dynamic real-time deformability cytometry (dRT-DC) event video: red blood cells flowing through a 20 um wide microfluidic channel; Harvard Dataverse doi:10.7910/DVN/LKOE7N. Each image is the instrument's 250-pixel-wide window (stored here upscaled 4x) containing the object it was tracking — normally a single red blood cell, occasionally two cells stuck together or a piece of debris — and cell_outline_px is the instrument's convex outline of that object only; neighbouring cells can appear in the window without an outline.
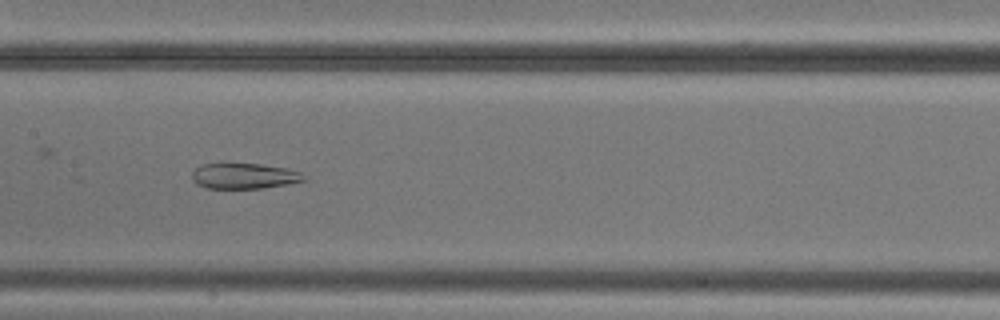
{"species": "common noctule bat (a hibernating species)", "species_latin": "Nyctalus noctula", "temperature_condition": "cold", "stored_images_in_passage": 8, "camera_frame_rate_fps": 3000, "um_per_image_px": 0.085, "animal": {"sex": "male", "body_mass_g": 20.5, "forearm_length_mm": 52.5}, "frame": {"image": 1, "passage_image": 7, "time_ms": 7.0, "image_size_px": [1000, 320], "cell_outline_px": [[308, 180], [288, 184], [264, 188], [208, 188], [196, 184], [192, 180], [192, 172], [200, 164], [260, 164], [288, 168], [300, 172]], "centroid_in_image_um": [20.77, 14.96], "position_along_channel_um": 186.6, "area_um2": 16.7}}
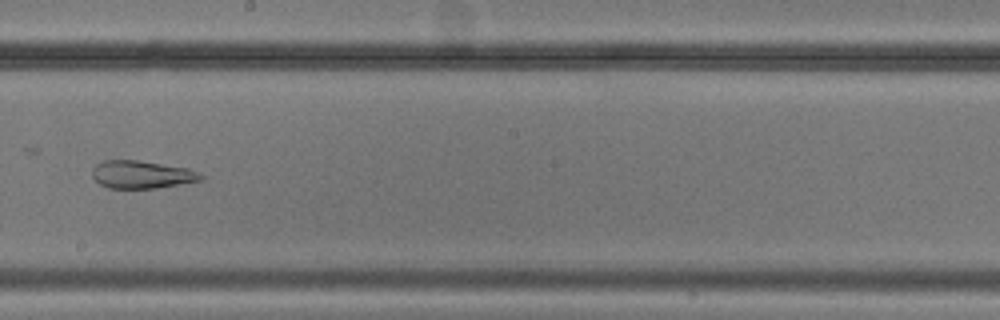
{"frame": {"image": 2, "passage_image": 8, "time_ms": 8.333, "image_size_px": [1000, 320], "cell_outline_px": [[204, 180], [156, 188], [108, 188], [100, 184], [92, 176], [92, 168], [96, 164], [104, 160], [136, 160], [188, 168], [204, 176]], "centroid_in_image_um": [12.03, 14.84], "position_along_channel_um": 236.2, "area_um2": 17.51}}